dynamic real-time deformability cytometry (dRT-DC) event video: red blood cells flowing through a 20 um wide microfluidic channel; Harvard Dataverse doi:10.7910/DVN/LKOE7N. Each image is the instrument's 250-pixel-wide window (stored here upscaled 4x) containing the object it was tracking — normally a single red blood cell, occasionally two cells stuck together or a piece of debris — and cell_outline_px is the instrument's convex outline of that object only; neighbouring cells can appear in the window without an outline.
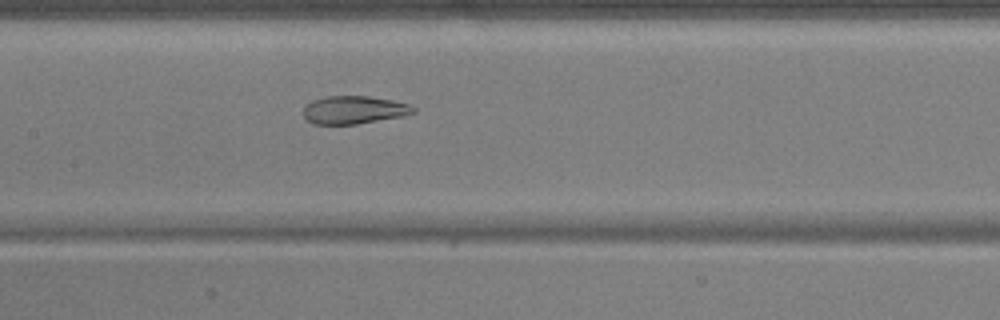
{"species": "common noctule bat (a hibernating species)", "species_latin": "Nyctalus noctula", "temperature_condition": "warm", "stored_images_in_passage": 54, "camera_frame_rate_fps": 3000, "um_per_image_px": 0.085, "animal": {"sex": "male", "body_mass_g": 17.9, "forearm_length_mm": 54.2}, "frame": {"image": 1, "passage_image": 27, "time_ms": 8.667, "image_size_px": [1000, 320], "cell_outline_px": [[416, 112], [404, 116], [356, 124], [312, 124], [304, 116], [304, 104], [312, 100], [324, 96], [368, 96], [392, 100], [408, 104], [416, 108]], "centroid_in_image_um": [30.08, 9.34], "position_along_channel_um": 177.3, "area_um2": 18.03}}
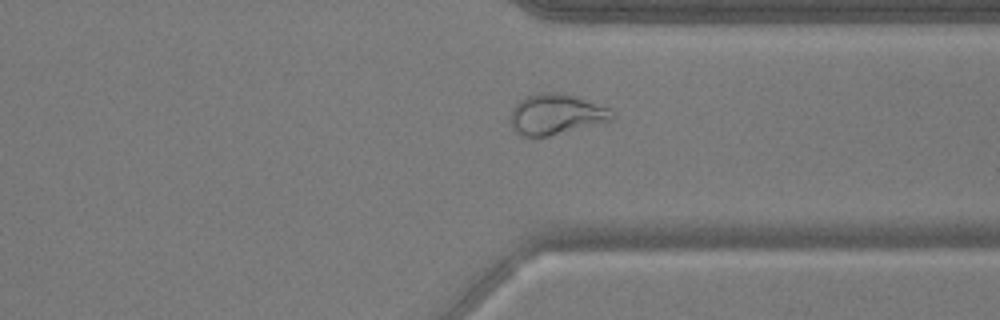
{"frame": {"image": 2, "passage_image": 42, "time_ms": 13.667, "image_size_px": [1000, 320], "cell_outline_px": [[616, 116], [612, 120], [548, 136], [520, 136], [512, 128], [508, 116], [512, 108], [524, 96], [540, 92], [556, 92], [572, 96], [612, 108], [616, 112]], "centroid_in_image_um": [47.24, 9.71], "position_along_channel_um": 364.2, "area_um2": 24.16}}
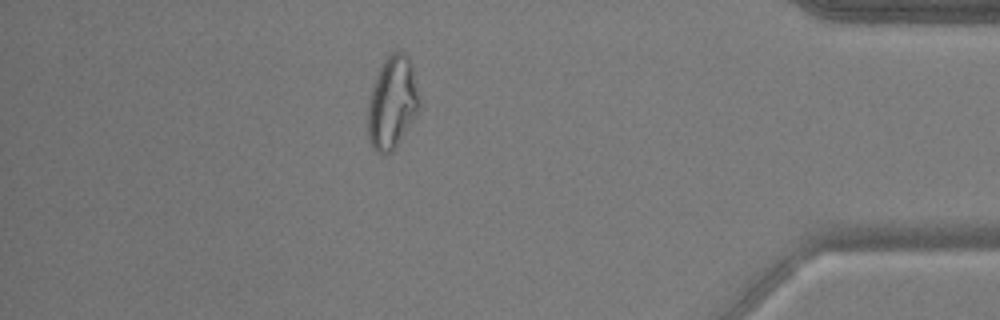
{"frame": {"image": 3, "passage_image": 48, "time_ms": 15.667, "image_size_px": [1000, 320], "cell_outline_px": [[420, 108], [396, 148], [392, 152], [376, 152], [372, 148], [368, 136], [368, 96], [380, 68], [388, 52], [404, 52], [408, 56], [412, 64], [420, 96]], "centroid_in_image_um": [33.35, 8.71], "position_along_channel_um": 401.8, "area_um2": 28.03}, "authors_computed_cell_mechanics": {"area_um2": 24.2182, "velocity_mm_per_s": 3.735, "shape_relaxation_time_tau1_ms": null, "shape_relaxation_time_tau2_ms": 1.3261, "deformation_change_tau1": null, "deformation_change_tau2": 0.0789}}